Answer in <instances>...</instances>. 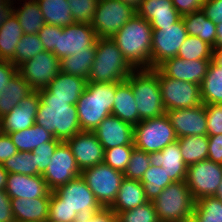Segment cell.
Instances as JSON below:
<instances>
[{
    "label": "cell",
    "instance_id": "obj_41",
    "mask_svg": "<svg viewBox=\"0 0 222 222\" xmlns=\"http://www.w3.org/2000/svg\"><path fill=\"white\" fill-rule=\"evenodd\" d=\"M43 51L44 48L38 34H24L20 38L16 46L15 55L10 62L18 67Z\"/></svg>",
    "mask_w": 222,
    "mask_h": 222
},
{
    "label": "cell",
    "instance_id": "obj_37",
    "mask_svg": "<svg viewBox=\"0 0 222 222\" xmlns=\"http://www.w3.org/2000/svg\"><path fill=\"white\" fill-rule=\"evenodd\" d=\"M184 163L189 166L191 164L203 161L208 157V136L194 135L178 138Z\"/></svg>",
    "mask_w": 222,
    "mask_h": 222
},
{
    "label": "cell",
    "instance_id": "obj_19",
    "mask_svg": "<svg viewBox=\"0 0 222 222\" xmlns=\"http://www.w3.org/2000/svg\"><path fill=\"white\" fill-rule=\"evenodd\" d=\"M39 102L38 91H33L29 96L23 98L17 106L0 118L2 133L21 131L35 124Z\"/></svg>",
    "mask_w": 222,
    "mask_h": 222
},
{
    "label": "cell",
    "instance_id": "obj_18",
    "mask_svg": "<svg viewBox=\"0 0 222 222\" xmlns=\"http://www.w3.org/2000/svg\"><path fill=\"white\" fill-rule=\"evenodd\" d=\"M177 138L207 135L205 104L197 107L166 111Z\"/></svg>",
    "mask_w": 222,
    "mask_h": 222
},
{
    "label": "cell",
    "instance_id": "obj_63",
    "mask_svg": "<svg viewBox=\"0 0 222 222\" xmlns=\"http://www.w3.org/2000/svg\"><path fill=\"white\" fill-rule=\"evenodd\" d=\"M180 222H197V220L194 216H191L189 218L182 219Z\"/></svg>",
    "mask_w": 222,
    "mask_h": 222
},
{
    "label": "cell",
    "instance_id": "obj_45",
    "mask_svg": "<svg viewBox=\"0 0 222 222\" xmlns=\"http://www.w3.org/2000/svg\"><path fill=\"white\" fill-rule=\"evenodd\" d=\"M134 148L135 145H122L106 149L104 153V163L114 170L124 173Z\"/></svg>",
    "mask_w": 222,
    "mask_h": 222
},
{
    "label": "cell",
    "instance_id": "obj_31",
    "mask_svg": "<svg viewBox=\"0 0 222 222\" xmlns=\"http://www.w3.org/2000/svg\"><path fill=\"white\" fill-rule=\"evenodd\" d=\"M19 7H13V14L17 18L24 34H38L46 24L44 16L36 0H17ZM25 1V2H24Z\"/></svg>",
    "mask_w": 222,
    "mask_h": 222
},
{
    "label": "cell",
    "instance_id": "obj_8",
    "mask_svg": "<svg viewBox=\"0 0 222 222\" xmlns=\"http://www.w3.org/2000/svg\"><path fill=\"white\" fill-rule=\"evenodd\" d=\"M177 139L166 113L160 117L141 120L134 126L135 148L146 153L161 151Z\"/></svg>",
    "mask_w": 222,
    "mask_h": 222
},
{
    "label": "cell",
    "instance_id": "obj_15",
    "mask_svg": "<svg viewBox=\"0 0 222 222\" xmlns=\"http://www.w3.org/2000/svg\"><path fill=\"white\" fill-rule=\"evenodd\" d=\"M81 171L76 163L70 147L66 142H61L42 177L50 191H54L72 179L79 177Z\"/></svg>",
    "mask_w": 222,
    "mask_h": 222
},
{
    "label": "cell",
    "instance_id": "obj_43",
    "mask_svg": "<svg viewBox=\"0 0 222 222\" xmlns=\"http://www.w3.org/2000/svg\"><path fill=\"white\" fill-rule=\"evenodd\" d=\"M117 222H160L153 202L148 201L144 205L134 209L120 212Z\"/></svg>",
    "mask_w": 222,
    "mask_h": 222
},
{
    "label": "cell",
    "instance_id": "obj_14",
    "mask_svg": "<svg viewBox=\"0 0 222 222\" xmlns=\"http://www.w3.org/2000/svg\"><path fill=\"white\" fill-rule=\"evenodd\" d=\"M17 68L18 73L31 85L32 89L39 91L46 88L60 72V60L52 52L43 51Z\"/></svg>",
    "mask_w": 222,
    "mask_h": 222
},
{
    "label": "cell",
    "instance_id": "obj_62",
    "mask_svg": "<svg viewBox=\"0 0 222 222\" xmlns=\"http://www.w3.org/2000/svg\"><path fill=\"white\" fill-rule=\"evenodd\" d=\"M215 197L219 198L222 201V182L219 185V188H218V191H217Z\"/></svg>",
    "mask_w": 222,
    "mask_h": 222
},
{
    "label": "cell",
    "instance_id": "obj_13",
    "mask_svg": "<svg viewBox=\"0 0 222 222\" xmlns=\"http://www.w3.org/2000/svg\"><path fill=\"white\" fill-rule=\"evenodd\" d=\"M187 35L182 17L171 26H162L159 30H153L151 69L157 68L166 59L176 57Z\"/></svg>",
    "mask_w": 222,
    "mask_h": 222
},
{
    "label": "cell",
    "instance_id": "obj_55",
    "mask_svg": "<svg viewBox=\"0 0 222 222\" xmlns=\"http://www.w3.org/2000/svg\"><path fill=\"white\" fill-rule=\"evenodd\" d=\"M0 222H15L11 199L5 190H0Z\"/></svg>",
    "mask_w": 222,
    "mask_h": 222
},
{
    "label": "cell",
    "instance_id": "obj_38",
    "mask_svg": "<svg viewBox=\"0 0 222 222\" xmlns=\"http://www.w3.org/2000/svg\"><path fill=\"white\" fill-rule=\"evenodd\" d=\"M140 182L143 184L146 198L150 202L154 201L164 188L173 183L163 167H155L151 164Z\"/></svg>",
    "mask_w": 222,
    "mask_h": 222
},
{
    "label": "cell",
    "instance_id": "obj_56",
    "mask_svg": "<svg viewBox=\"0 0 222 222\" xmlns=\"http://www.w3.org/2000/svg\"><path fill=\"white\" fill-rule=\"evenodd\" d=\"M18 72L16 65L9 60H0V92L7 86L11 78Z\"/></svg>",
    "mask_w": 222,
    "mask_h": 222
},
{
    "label": "cell",
    "instance_id": "obj_17",
    "mask_svg": "<svg viewBox=\"0 0 222 222\" xmlns=\"http://www.w3.org/2000/svg\"><path fill=\"white\" fill-rule=\"evenodd\" d=\"M82 172L86 168L104 163V147L93 131H80L65 141Z\"/></svg>",
    "mask_w": 222,
    "mask_h": 222
},
{
    "label": "cell",
    "instance_id": "obj_34",
    "mask_svg": "<svg viewBox=\"0 0 222 222\" xmlns=\"http://www.w3.org/2000/svg\"><path fill=\"white\" fill-rule=\"evenodd\" d=\"M46 24L66 27L74 23L67 0H36Z\"/></svg>",
    "mask_w": 222,
    "mask_h": 222
},
{
    "label": "cell",
    "instance_id": "obj_29",
    "mask_svg": "<svg viewBox=\"0 0 222 222\" xmlns=\"http://www.w3.org/2000/svg\"><path fill=\"white\" fill-rule=\"evenodd\" d=\"M33 91L31 85L17 72L0 92V118L10 112Z\"/></svg>",
    "mask_w": 222,
    "mask_h": 222
},
{
    "label": "cell",
    "instance_id": "obj_64",
    "mask_svg": "<svg viewBox=\"0 0 222 222\" xmlns=\"http://www.w3.org/2000/svg\"><path fill=\"white\" fill-rule=\"evenodd\" d=\"M45 222H59V221H54L48 218Z\"/></svg>",
    "mask_w": 222,
    "mask_h": 222
},
{
    "label": "cell",
    "instance_id": "obj_61",
    "mask_svg": "<svg viewBox=\"0 0 222 222\" xmlns=\"http://www.w3.org/2000/svg\"><path fill=\"white\" fill-rule=\"evenodd\" d=\"M121 1L127 5L132 6L134 9H137L143 0H121Z\"/></svg>",
    "mask_w": 222,
    "mask_h": 222
},
{
    "label": "cell",
    "instance_id": "obj_46",
    "mask_svg": "<svg viewBox=\"0 0 222 222\" xmlns=\"http://www.w3.org/2000/svg\"><path fill=\"white\" fill-rule=\"evenodd\" d=\"M99 0H67L74 22L91 23Z\"/></svg>",
    "mask_w": 222,
    "mask_h": 222
},
{
    "label": "cell",
    "instance_id": "obj_25",
    "mask_svg": "<svg viewBox=\"0 0 222 222\" xmlns=\"http://www.w3.org/2000/svg\"><path fill=\"white\" fill-rule=\"evenodd\" d=\"M50 197L11 199L15 222H45L49 217Z\"/></svg>",
    "mask_w": 222,
    "mask_h": 222
},
{
    "label": "cell",
    "instance_id": "obj_7",
    "mask_svg": "<svg viewBox=\"0 0 222 222\" xmlns=\"http://www.w3.org/2000/svg\"><path fill=\"white\" fill-rule=\"evenodd\" d=\"M152 202L160 222H180L193 216L196 200L186 181H179L169 184Z\"/></svg>",
    "mask_w": 222,
    "mask_h": 222
},
{
    "label": "cell",
    "instance_id": "obj_32",
    "mask_svg": "<svg viewBox=\"0 0 222 222\" xmlns=\"http://www.w3.org/2000/svg\"><path fill=\"white\" fill-rule=\"evenodd\" d=\"M8 134L18 152H32L42 143L49 141H60L55 139L52 134L36 123L24 130Z\"/></svg>",
    "mask_w": 222,
    "mask_h": 222
},
{
    "label": "cell",
    "instance_id": "obj_1",
    "mask_svg": "<svg viewBox=\"0 0 222 222\" xmlns=\"http://www.w3.org/2000/svg\"><path fill=\"white\" fill-rule=\"evenodd\" d=\"M102 208L80 175L51 191L48 218L59 222H74L79 211L98 212Z\"/></svg>",
    "mask_w": 222,
    "mask_h": 222
},
{
    "label": "cell",
    "instance_id": "obj_57",
    "mask_svg": "<svg viewBox=\"0 0 222 222\" xmlns=\"http://www.w3.org/2000/svg\"><path fill=\"white\" fill-rule=\"evenodd\" d=\"M16 0H0V23L4 22L12 13Z\"/></svg>",
    "mask_w": 222,
    "mask_h": 222
},
{
    "label": "cell",
    "instance_id": "obj_54",
    "mask_svg": "<svg viewBox=\"0 0 222 222\" xmlns=\"http://www.w3.org/2000/svg\"><path fill=\"white\" fill-rule=\"evenodd\" d=\"M173 6L181 16L202 9L205 0H171Z\"/></svg>",
    "mask_w": 222,
    "mask_h": 222
},
{
    "label": "cell",
    "instance_id": "obj_35",
    "mask_svg": "<svg viewBox=\"0 0 222 222\" xmlns=\"http://www.w3.org/2000/svg\"><path fill=\"white\" fill-rule=\"evenodd\" d=\"M96 43L87 51L76 52L60 60V71L87 79L95 59Z\"/></svg>",
    "mask_w": 222,
    "mask_h": 222
},
{
    "label": "cell",
    "instance_id": "obj_30",
    "mask_svg": "<svg viewBox=\"0 0 222 222\" xmlns=\"http://www.w3.org/2000/svg\"><path fill=\"white\" fill-rule=\"evenodd\" d=\"M184 27L188 35L196 36L212 47L216 44L217 28L205 12L200 9L182 16Z\"/></svg>",
    "mask_w": 222,
    "mask_h": 222
},
{
    "label": "cell",
    "instance_id": "obj_40",
    "mask_svg": "<svg viewBox=\"0 0 222 222\" xmlns=\"http://www.w3.org/2000/svg\"><path fill=\"white\" fill-rule=\"evenodd\" d=\"M193 216L197 222H222V201L215 196L198 199Z\"/></svg>",
    "mask_w": 222,
    "mask_h": 222
},
{
    "label": "cell",
    "instance_id": "obj_49",
    "mask_svg": "<svg viewBox=\"0 0 222 222\" xmlns=\"http://www.w3.org/2000/svg\"><path fill=\"white\" fill-rule=\"evenodd\" d=\"M74 222H117V215L110 208H102L98 212L79 211Z\"/></svg>",
    "mask_w": 222,
    "mask_h": 222
},
{
    "label": "cell",
    "instance_id": "obj_10",
    "mask_svg": "<svg viewBox=\"0 0 222 222\" xmlns=\"http://www.w3.org/2000/svg\"><path fill=\"white\" fill-rule=\"evenodd\" d=\"M136 9L121 0H99L90 23L97 38H112L134 15Z\"/></svg>",
    "mask_w": 222,
    "mask_h": 222
},
{
    "label": "cell",
    "instance_id": "obj_23",
    "mask_svg": "<svg viewBox=\"0 0 222 222\" xmlns=\"http://www.w3.org/2000/svg\"><path fill=\"white\" fill-rule=\"evenodd\" d=\"M136 14L149 21L153 30L171 26L182 17L171 0H143L136 9Z\"/></svg>",
    "mask_w": 222,
    "mask_h": 222
},
{
    "label": "cell",
    "instance_id": "obj_24",
    "mask_svg": "<svg viewBox=\"0 0 222 222\" xmlns=\"http://www.w3.org/2000/svg\"><path fill=\"white\" fill-rule=\"evenodd\" d=\"M149 161L155 167H163L173 182L185 181L187 165L183 161L177 141L167 145L161 151L149 153Z\"/></svg>",
    "mask_w": 222,
    "mask_h": 222
},
{
    "label": "cell",
    "instance_id": "obj_2",
    "mask_svg": "<svg viewBox=\"0 0 222 222\" xmlns=\"http://www.w3.org/2000/svg\"><path fill=\"white\" fill-rule=\"evenodd\" d=\"M38 92L40 102L35 118L37 125L62 142L81 131L76 105H71L70 100L52 98V93L47 88Z\"/></svg>",
    "mask_w": 222,
    "mask_h": 222
},
{
    "label": "cell",
    "instance_id": "obj_11",
    "mask_svg": "<svg viewBox=\"0 0 222 222\" xmlns=\"http://www.w3.org/2000/svg\"><path fill=\"white\" fill-rule=\"evenodd\" d=\"M81 176L103 208H109L113 204L124 179L122 172L105 163L84 169Z\"/></svg>",
    "mask_w": 222,
    "mask_h": 222
},
{
    "label": "cell",
    "instance_id": "obj_16",
    "mask_svg": "<svg viewBox=\"0 0 222 222\" xmlns=\"http://www.w3.org/2000/svg\"><path fill=\"white\" fill-rule=\"evenodd\" d=\"M97 35L90 23L74 22L66 27H61L58 34L57 46L54 55L61 60L76 52L87 51L96 43Z\"/></svg>",
    "mask_w": 222,
    "mask_h": 222
},
{
    "label": "cell",
    "instance_id": "obj_28",
    "mask_svg": "<svg viewBox=\"0 0 222 222\" xmlns=\"http://www.w3.org/2000/svg\"><path fill=\"white\" fill-rule=\"evenodd\" d=\"M112 115L132 126L139 123L135 96L133 95L131 84L127 80L121 82L116 88Z\"/></svg>",
    "mask_w": 222,
    "mask_h": 222
},
{
    "label": "cell",
    "instance_id": "obj_52",
    "mask_svg": "<svg viewBox=\"0 0 222 222\" xmlns=\"http://www.w3.org/2000/svg\"><path fill=\"white\" fill-rule=\"evenodd\" d=\"M208 157L215 163L222 164V134L208 136Z\"/></svg>",
    "mask_w": 222,
    "mask_h": 222
},
{
    "label": "cell",
    "instance_id": "obj_60",
    "mask_svg": "<svg viewBox=\"0 0 222 222\" xmlns=\"http://www.w3.org/2000/svg\"><path fill=\"white\" fill-rule=\"evenodd\" d=\"M8 172L3 168V165L0 164V190H4L6 187Z\"/></svg>",
    "mask_w": 222,
    "mask_h": 222
},
{
    "label": "cell",
    "instance_id": "obj_48",
    "mask_svg": "<svg viewBox=\"0 0 222 222\" xmlns=\"http://www.w3.org/2000/svg\"><path fill=\"white\" fill-rule=\"evenodd\" d=\"M207 136L222 134V104H205Z\"/></svg>",
    "mask_w": 222,
    "mask_h": 222
},
{
    "label": "cell",
    "instance_id": "obj_39",
    "mask_svg": "<svg viewBox=\"0 0 222 222\" xmlns=\"http://www.w3.org/2000/svg\"><path fill=\"white\" fill-rule=\"evenodd\" d=\"M213 47L196 36L187 35L177 56L183 60H212Z\"/></svg>",
    "mask_w": 222,
    "mask_h": 222
},
{
    "label": "cell",
    "instance_id": "obj_12",
    "mask_svg": "<svg viewBox=\"0 0 222 222\" xmlns=\"http://www.w3.org/2000/svg\"><path fill=\"white\" fill-rule=\"evenodd\" d=\"M186 184L193 198L215 196L222 182V164L205 159L187 166Z\"/></svg>",
    "mask_w": 222,
    "mask_h": 222
},
{
    "label": "cell",
    "instance_id": "obj_9",
    "mask_svg": "<svg viewBox=\"0 0 222 222\" xmlns=\"http://www.w3.org/2000/svg\"><path fill=\"white\" fill-rule=\"evenodd\" d=\"M162 102L166 111L197 107L202 104L200 85L166 77L158 68Z\"/></svg>",
    "mask_w": 222,
    "mask_h": 222
},
{
    "label": "cell",
    "instance_id": "obj_50",
    "mask_svg": "<svg viewBox=\"0 0 222 222\" xmlns=\"http://www.w3.org/2000/svg\"><path fill=\"white\" fill-rule=\"evenodd\" d=\"M58 34H61V27L45 24L38 32L44 51L54 54V48L57 46Z\"/></svg>",
    "mask_w": 222,
    "mask_h": 222
},
{
    "label": "cell",
    "instance_id": "obj_47",
    "mask_svg": "<svg viewBox=\"0 0 222 222\" xmlns=\"http://www.w3.org/2000/svg\"><path fill=\"white\" fill-rule=\"evenodd\" d=\"M61 142L62 141H49L42 143L32 151V153L35 154L36 175H42L45 172L51 161V157Z\"/></svg>",
    "mask_w": 222,
    "mask_h": 222
},
{
    "label": "cell",
    "instance_id": "obj_21",
    "mask_svg": "<svg viewBox=\"0 0 222 222\" xmlns=\"http://www.w3.org/2000/svg\"><path fill=\"white\" fill-rule=\"evenodd\" d=\"M212 60L166 59L157 68L169 78L201 85Z\"/></svg>",
    "mask_w": 222,
    "mask_h": 222
},
{
    "label": "cell",
    "instance_id": "obj_5",
    "mask_svg": "<svg viewBox=\"0 0 222 222\" xmlns=\"http://www.w3.org/2000/svg\"><path fill=\"white\" fill-rule=\"evenodd\" d=\"M133 71L111 38H97L95 59L90 68L88 82H123Z\"/></svg>",
    "mask_w": 222,
    "mask_h": 222
},
{
    "label": "cell",
    "instance_id": "obj_58",
    "mask_svg": "<svg viewBox=\"0 0 222 222\" xmlns=\"http://www.w3.org/2000/svg\"><path fill=\"white\" fill-rule=\"evenodd\" d=\"M217 28V36H216V44L213 49H222V23L216 24Z\"/></svg>",
    "mask_w": 222,
    "mask_h": 222
},
{
    "label": "cell",
    "instance_id": "obj_53",
    "mask_svg": "<svg viewBox=\"0 0 222 222\" xmlns=\"http://www.w3.org/2000/svg\"><path fill=\"white\" fill-rule=\"evenodd\" d=\"M18 153L9 134L0 133V164Z\"/></svg>",
    "mask_w": 222,
    "mask_h": 222
},
{
    "label": "cell",
    "instance_id": "obj_59",
    "mask_svg": "<svg viewBox=\"0 0 222 222\" xmlns=\"http://www.w3.org/2000/svg\"><path fill=\"white\" fill-rule=\"evenodd\" d=\"M212 61L222 70V49H213Z\"/></svg>",
    "mask_w": 222,
    "mask_h": 222
},
{
    "label": "cell",
    "instance_id": "obj_22",
    "mask_svg": "<svg viewBox=\"0 0 222 222\" xmlns=\"http://www.w3.org/2000/svg\"><path fill=\"white\" fill-rule=\"evenodd\" d=\"M10 199H33L38 197H51V191L47 187L42 175H22L8 173L6 187L4 189Z\"/></svg>",
    "mask_w": 222,
    "mask_h": 222
},
{
    "label": "cell",
    "instance_id": "obj_26",
    "mask_svg": "<svg viewBox=\"0 0 222 222\" xmlns=\"http://www.w3.org/2000/svg\"><path fill=\"white\" fill-rule=\"evenodd\" d=\"M87 84L85 78L60 71L46 88L52 93V98L70 100L71 105H76Z\"/></svg>",
    "mask_w": 222,
    "mask_h": 222
},
{
    "label": "cell",
    "instance_id": "obj_51",
    "mask_svg": "<svg viewBox=\"0 0 222 222\" xmlns=\"http://www.w3.org/2000/svg\"><path fill=\"white\" fill-rule=\"evenodd\" d=\"M202 10L214 24L222 23V0H205Z\"/></svg>",
    "mask_w": 222,
    "mask_h": 222
},
{
    "label": "cell",
    "instance_id": "obj_4",
    "mask_svg": "<svg viewBox=\"0 0 222 222\" xmlns=\"http://www.w3.org/2000/svg\"><path fill=\"white\" fill-rule=\"evenodd\" d=\"M120 83L88 82L76 103L81 131H94L106 117L112 115L116 88Z\"/></svg>",
    "mask_w": 222,
    "mask_h": 222
},
{
    "label": "cell",
    "instance_id": "obj_27",
    "mask_svg": "<svg viewBox=\"0 0 222 222\" xmlns=\"http://www.w3.org/2000/svg\"><path fill=\"white\" fill-rule=\"evenodd\" d=\"M148 202L143 184L138 180L124 178L113 204L109 207L116 215Z\"/></svg>",
    "mask_w": 222,
    "mask_h": 222
},
{
    "label": "cell",
    "instance_id": "obj_36",
    "mask_svg": "<svg viewBox=\"0 0 222 222\" xmlns=\"http://www.w3.org/2000/svg\"><path fill=\"white\" fill-rule=\"evenodd\" d=\"M200 90L204 104H222V70L213 61L209 64Z\"/></svg>",
    "mask_w": 222,
    "mask_h": 222
},
{
    "label": "cell",
    "instance_id": "obj_33",
    "mask_svg": "<svg viewBox=\"0 0 222 222\" xmlns=\"http://www.w3.org/2000/svg\"><path fill=\"white\" fill-rule=\"evenodd\" d=\"M23 35V30L13 13L0 23V60L10 61L14 57L16 46Z\"/></svg>",
    "mask_w": 222,
    "mask_h": 222
},
{
    "label": "cell",
    "instance_id": "obj_44",
    "mask_svg": "<svg viewBox=\"0 0 222 222\" xmlns=\"http://www.w3.org/2000/svg\"><path fill=\"white\" fill-rule=\"evenodd\" d=\"M149 166V153L134 148L131 153L128 165L123 173L124 178L141 181Z\"/></svg>",
    "mask_w": 222,
    "mask_h": 222
},
{
    "label": "cell",
    "instance_id": "obj_42",
    "mask_svg": "<svg viewBox=\"0 0 222 222\" xmlns=\"http://www.w3.org/2000/svg\"><path fill=\"white\" fill-rule=\"evenodd\" d=\"M2 165L8 173H20L30 176L36 175L35 154L32 152H18Z\"/></svg>",
    "mask_w": 222,
    "mask_h": 222
},
{
    "label": "cell",
    "instance_id": "obj_6",
    "mask_svg": "<svg viewBox=\"0 0 222 222\" xmlns=\"http://www.w3.org/2000/svg\"><path fill=\"white\" fill-rule=\"evenodd\" d=\"M127 81L131 84L135 96L139 122L160 117L166 113L162 102L159 78L152 69L134 70Z\"/></svg>",
    "mask_w": 222,
    "mask_h": 222
},
{
    "label": "cell",
    "instance_id": "obj_3",
    "mask_svg": "<svg viewBox=\"0 0 222 222\" xmlns=\"http://www.w3.org/2000/svg\"><path fill=\"white\" fill-rule=\"evenodd\" d=\"M153 29L150 22L135 14L111 38L134 69H151Z\"/></svg>",
    "mask_w": 222,
    "mask_h": 222
},
{
    "label": "cell",
    "instance_id": "obj_20",
    "mask_svg": "<svg viewBox=\"0 0 222 222\" xmlns=\"http://www.w3.org/2000/svg\"><path fill=\"white\" fill-rule=\"evenodd\" d=\"M104 150L134 145V126L114 115L106 117L93 131Z\"/></svg>",
    "mask_w": 222,
    "mask_h": 222
}]
</instances>
